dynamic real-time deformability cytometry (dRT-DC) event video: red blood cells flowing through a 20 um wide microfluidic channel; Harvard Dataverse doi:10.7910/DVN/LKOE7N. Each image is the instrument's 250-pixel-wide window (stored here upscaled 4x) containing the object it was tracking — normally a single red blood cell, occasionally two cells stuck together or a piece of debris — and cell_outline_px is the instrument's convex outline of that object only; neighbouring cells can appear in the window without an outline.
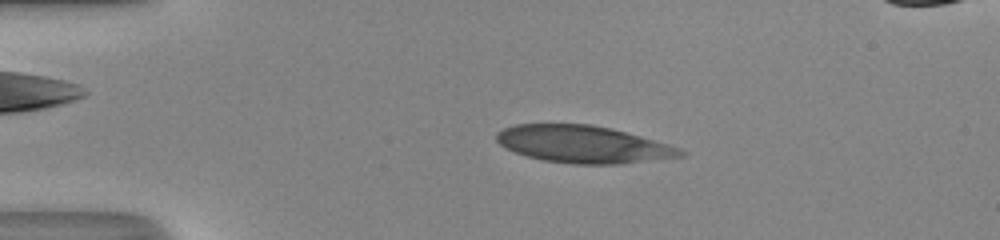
{"species": "human", "species_latin": "Homo sapiens", "temperature_condition": "room temperature", "stored_images_in_passage": 48, "camera_frame_rate_fps": 3000, "um_per_image_px": 0.085, "donor": {"sex": "male"}, "frame": {"image": 1, "passage_image": 10, "time_ms": 3.0, "image_size_px": [1000, 240], "cell_outline_px": [[688, 152], [684, 156], [620, 164], [572, 164], [544, 160], [528, 156], [504, 148], [496, 140], [496, 132], [504, 128], [516, 124], [592, 124], [612, 128], [668, 144], [680, 148]], "centroid_in_image_um": [49.57, 12.26], "position_along_channel_um": 35.4, "area_um2": 39.94}}
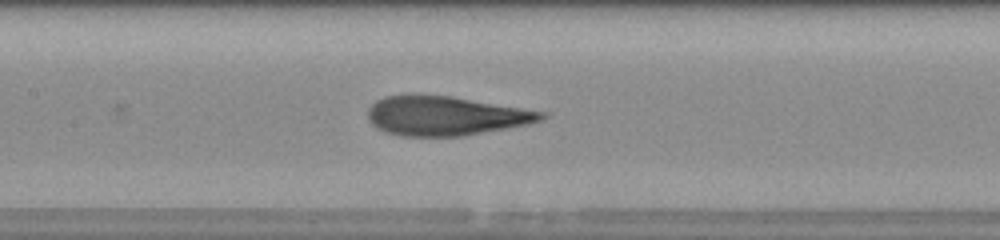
{"frame": {"image": 2, "passage_image": 23, "time_ms": 7.333, "image_size_px": [1000, 240], "cell_outline_px": [[552, 112], [544, 120], [528, 124], [508, 128], [464, 136], [400, 136], [384, 132], [376, 128], [368, 120], [368, 108], [376, 100], [384, 96], [452, 96]], "centroid_in_image_um": [37.96, 9.86], "position_along_channel_um": 169.4, "area_um2": 40.06}}
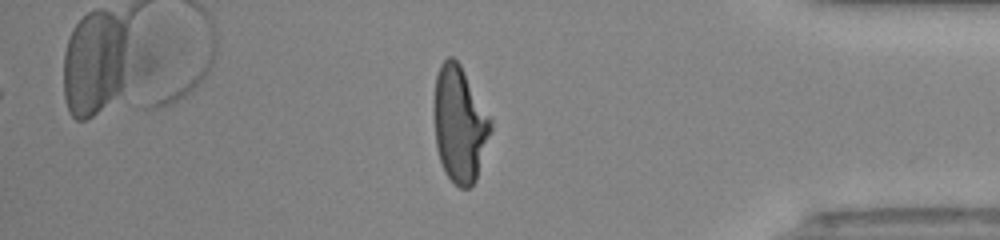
{"frame": {"image": 3, "passage_image": 41, "time_ms": 13.333, "image_size_px": [1000, 240], "cell_outline_px": [[492, 128], [476, 180], [468, 188], [460, 188], [444, 172], [436, 148], [436, 76], [440, 64], [448, 56], [452, 56], [460, 64], [492, 120]], "centroid_in_image_um": [39.09, 10.57], "position_along_channel_um": 396.1, "area_um2": 37.51}, "authors_computed_cell_mechanics": {"area_um2": 39.882, "velocity_mm_per_s": 4.2303, "shape_relaxation_time_tau1_ms": 6.1441, "shape_relaxation_time_tau2_ms": 0.9168, "deformation_change_tau1": 0.2572, "deformation_change_tau2": 0.0866}}